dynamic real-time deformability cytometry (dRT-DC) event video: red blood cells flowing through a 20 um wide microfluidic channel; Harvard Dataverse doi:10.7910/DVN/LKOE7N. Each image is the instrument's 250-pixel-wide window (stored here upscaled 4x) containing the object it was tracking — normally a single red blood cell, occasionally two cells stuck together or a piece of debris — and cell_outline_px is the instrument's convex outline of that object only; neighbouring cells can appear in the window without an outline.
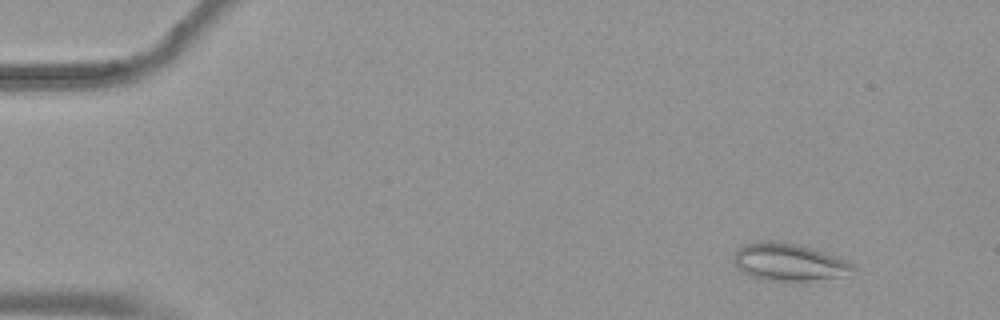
{"species": "common noctule bat (a hibernating species)", "species_latin": "Nyctalus noctula", "temperature_condition": "warm", "stored_images_in_passage": 55, "camera_frame_rate_fps": 3000, "um_per_image_px": 0.085, "animal": {"sex": "female", "body_mass_g": 19.9}, "frame": {"image": 1, "passage_image": 6, "time_ms": 1.667, "image_size_px": [1000, 320], "cell_outline_px": [[856, 272], [844, 276], [808, 280], [768, 280], [752, 276], [744, 272], [736, 264], [732, 256], [736, 248], [744, 244], [764, 240], [772, 240], [796, 244], [812, 248], [848, 260], [852, 264]], "centroid_in_image_um": [67.06, 22.25], "position_along_channel_um": 17.9, "area_um2": 25.84}}
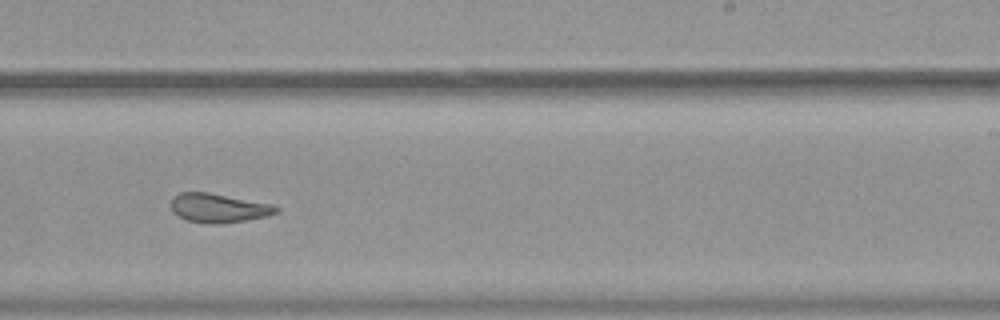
{"frame": {"image": 2, "passage_image": 35, "time_ms": 11.333, "image_size_px": [1000, 320], "cell_outline_px": [[280, 212], [268, 216], [248, 220], [220, 224], [204, 224], [188, 220], [172, 212], [172, 196], [180, 192], [208, 192], [272, 204], [280, 208]], "centroid_in_image_um": [18.61, 17.69], "position_along_channel_um": 270.4, "area_um2": 17.98}}
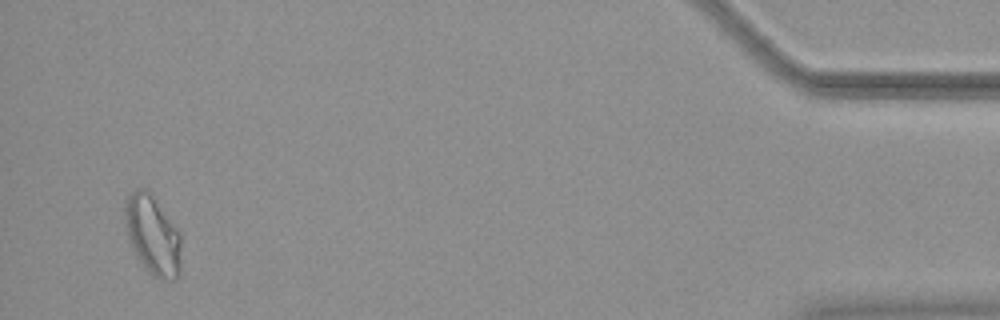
{"frame": {"image": 3, "passage_image": 53, "time_ms": 17.333, "image_size_px": [1000, 320], "cell_outline_px": [[180, 272], [176, 280], [164, 280], [156, 276], [136, 256], [128, 240], [124, 224], [124, 208], [128, 196], [136, 188], [144, 188], [152, 196], [180, 232]], "centroid_in_image_um": [12.96, 19.98], "position_along_channel_um": 422.2, "area_um2": 25.61}, "authors_computed_cell_mechanics": {"area_um2": 21.4438, "velocity_mm_per_s": 3.7517, "shape_relaxation_time_tau1_ms": null, "shape_relaxation_time_tau2_ms": 1.7476, "deformation_change_tau1": null, "deformation_change_tau2": 0.0733}}